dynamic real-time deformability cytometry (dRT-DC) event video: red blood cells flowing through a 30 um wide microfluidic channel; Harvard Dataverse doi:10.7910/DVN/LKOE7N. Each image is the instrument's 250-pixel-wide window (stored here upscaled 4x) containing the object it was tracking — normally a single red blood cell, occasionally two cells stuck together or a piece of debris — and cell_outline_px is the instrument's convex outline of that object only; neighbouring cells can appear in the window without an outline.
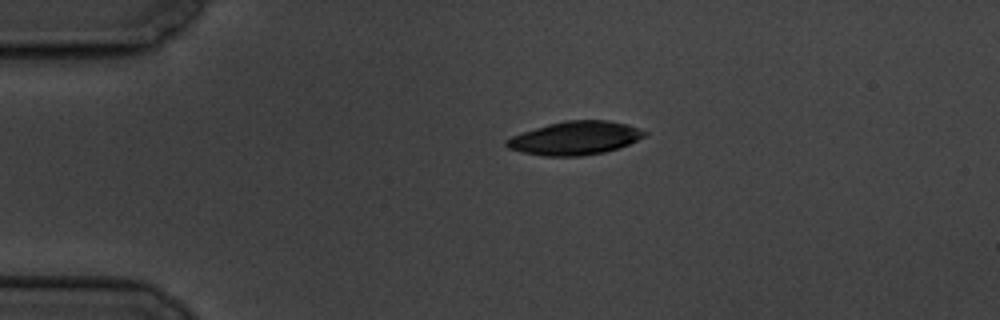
{"species": "common noctule bat (a hibernating species)", "species_latin": "Nyctalus noctula", "temperature_condition": "cold", "stored_images_in_passage": 3, "camera_frame_rate_fps": 3000, "um_per_image_px": 0.085, "animal": {"sex": "male", "body_mass_g": 19.5, "forearm_length_mm": 54.6}, "frame": {"image": 1, "passage_image": 1, "time_ms": 0.0, "image_size_px": [1000, 320], "cell_outline_px": [[648, 132], [644, 136], [628, 144], [604, 152], [580, 156], [544, 156], [524, 152], [508, 148], [504, 144], [504, 140], [512, 136], [548, 124], [564, 120], [608, 120], [628, 124]], "centroid_in_image_um": [48.87, 11.73], "position_along_channel_um": 36.1, "area_um2": 26.65}}
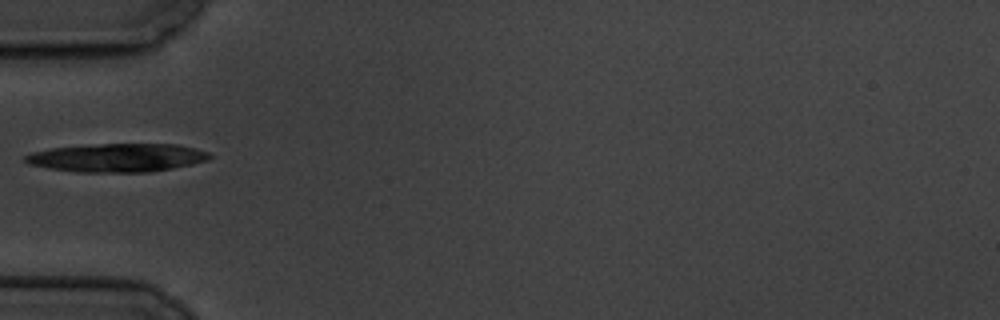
{"frame": {"image": 2, "passage_image": 3, "time_ms": 2.333, "image_size_px": [1000, 320], "cell_outline_px": [[212, 156], [208, 160], [192, 164], [172, 168], [148, 172], [80, 172], [52, 168], [28, 164], [24, 160], [24, 156], [32, 152], [52, 148], [100, 144], [176, 144], [196, 148], [208, 152]], "centroid_in_image_um": [10.0, 13.4], "position_along_channel_um": 75.0, "area_um2": 30.29}}